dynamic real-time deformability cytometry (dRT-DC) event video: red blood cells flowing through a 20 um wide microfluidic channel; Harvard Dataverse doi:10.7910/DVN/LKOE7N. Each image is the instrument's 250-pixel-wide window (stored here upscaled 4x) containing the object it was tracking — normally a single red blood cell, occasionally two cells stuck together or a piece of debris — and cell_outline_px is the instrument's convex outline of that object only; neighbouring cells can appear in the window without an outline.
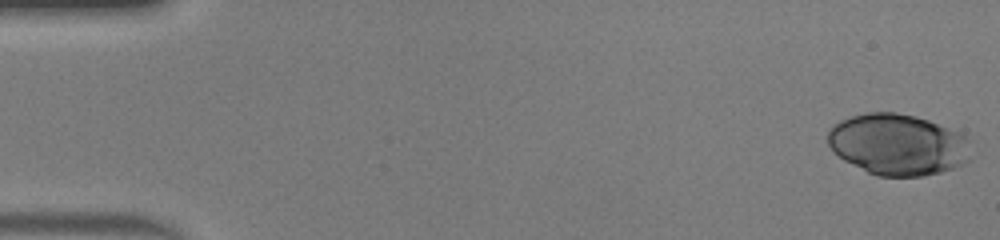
{"species": "human", "species_latin": "Homo sapiens", "temperature_condition": "warm", "stored_images_in_passage": 18, "camera_frame_rate_fps": 3000, "um_per_image_px": 0.085, "donor": {"sex": "male"}, "frame": {"image": 1, "passage_image": 1, "time_ms": 0.0, "image_size_px": [1000, 240], "cell_outline_px": [[972, 140], [968, 160], [964, 164], [940, 172], [924, 176], [876, 176], [844, 160], [832, 152], [828, 144], [828, 128], [832, 124], [840, 120], [852, 116], [868, 112], [896, 112], [916, 116], [928, 120], [960, 132]], "centroid_in_image_um": [76.32, 12.28], "position_along_channel_um": 8.7, "area_um2": 51.56}}
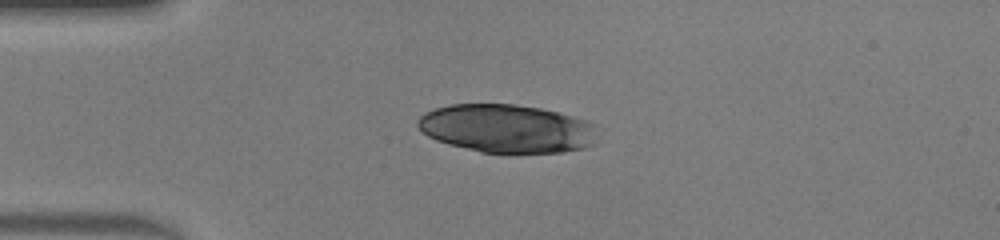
{"frame": {"image": 2, "passage_image": 12, "time_ms": 3.667, "image_size_px": [1000, 240], "cell_outline_px": [[596, 144], [584, 148], [564, 152], [480, 152], [448, 144], [436, 140], [428, 136], [416, 124], [416, 120], [424, 112], [448, 104], [516, 104], [540, 108], [588, 120], [592, 124]], "centroid_in_image_um": [43.04, 10.92], "position_along_channel_um": 42.0, "area_um2": 50.52}}